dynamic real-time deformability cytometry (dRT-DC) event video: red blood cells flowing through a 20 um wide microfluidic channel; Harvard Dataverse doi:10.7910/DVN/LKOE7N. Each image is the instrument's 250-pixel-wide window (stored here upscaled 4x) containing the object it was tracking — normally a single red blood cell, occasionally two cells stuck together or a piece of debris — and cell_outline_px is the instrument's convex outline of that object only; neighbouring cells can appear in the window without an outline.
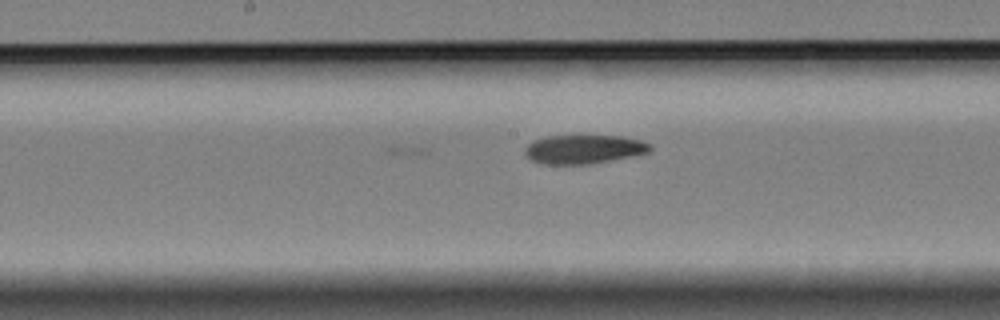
{"species": "Egyptian fruit bat (a non-hibernating species)", "species_latin": "Rousettus aegyptiacus", "temperature_condition": "cold", "stored_images_in_passage": 14, "camera_frame_rate_fps": 3000, "um_per_image_px": 0.085, "animal": {"sex": "female"}, "frame": {"image": 1, "passage_image": 14, "time_ms": 4.333, "image_size_px": [1000, 320], "cell_outline_px": [[652, 148], [648, 152], [632, 156], [588, 164], [544, 164], [532, 160], [524, 156], [524, 148], [532, 140], [548, 136], [576, 132], [580, 132], [620, 136], [640, 140], [652, 144]], "centroid_in_image_um": [49.58, 12.62], "position_along_channel_um": 198.6, "area_um2": 22.14}}